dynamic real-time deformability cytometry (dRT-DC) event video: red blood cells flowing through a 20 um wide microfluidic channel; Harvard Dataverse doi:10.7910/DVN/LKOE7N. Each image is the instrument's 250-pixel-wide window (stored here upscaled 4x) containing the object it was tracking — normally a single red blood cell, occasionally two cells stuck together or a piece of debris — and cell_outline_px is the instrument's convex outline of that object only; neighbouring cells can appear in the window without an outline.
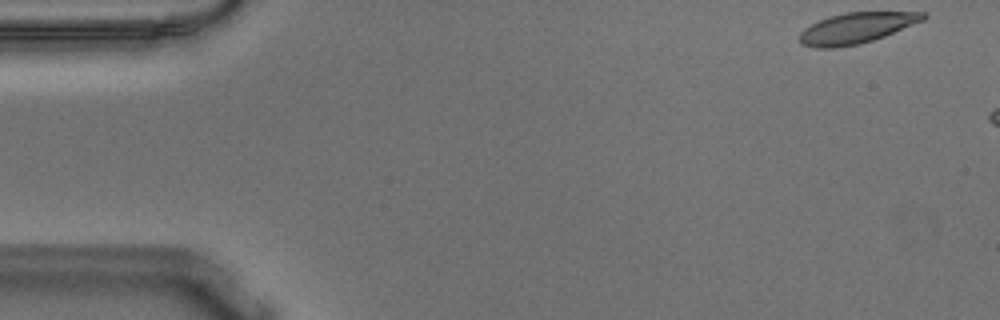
{"species": "Egyptian fruit bat (a non-hibernating species)", "species_latin": "Rousettus aegyptiacus", "temperature_condition": "warm", "stored_images_in_passage": 7, "camera_frame_rate_fps": 3000, "um_per_image_px": 0.085, "animal": {"sex": "male"}, "frame": {"image": 1, "passage_image": 1, "time_ms": 0.0, "image_size_px": [1000, 320], "cell_outline_px": [[928, 16], [924, 20], [884, 36], [860, 44], [836, 48], [816, 48], [804, 44], [800, 40], [800, 32], [804, 28], [828, 16], [844, 12], [924, 12]], "centroid_in_image_um": [72.8, 2.38], "position_along_channel_um": 12.2, "area_um2": 22.02}}